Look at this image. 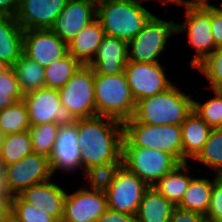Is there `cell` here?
Wrapping results in <instances>:
<instances>
[{"mask_svg":"<svg viewBox=\"0 0 222 222\" xmlns=\"http://www.w3.org/2000/svg\"><path fill=\"white\" fill-rule=\"evenodd\" d=\"M82 171L88 180L122 164L123 123L96 115L76 119Z\"/></svg>","mask_w":222,"mask_h":222,"instance_id":"cell-1","label":"cell"},{"mask_svg":"<svg viewBox=\"0 0 222 222\" xmlns=\"http://www.w3.org/2000/svg\"><path fill=\"white\" fill-rule=\"evenodd\" d=\"M154 14L134 0H101L96 2V19L104 34L131 41Z\"/></svg>","mask_w":222,"mask_h":222,"instance_id":"cell-2","label":"cell"},{"mask_svg":"<svg viewBox=\"0 0 222 222\" xmlns=\"http://www.w3.org/2000/svg\"><path fill=\"white\" fill-rule=\"evenodd\" d=\"M193 96L179 90L174 84L167 91L136 102L132 119L139 123L165 126L181 125L193 112Z\"/></svg>","mask_w":222,"mask_h":222,"instance_id":"cell-3","label":"cell"},{"mask_svg":"<svg viewBox=\"0 0 222 222\" xmlns=\"http://www.w3.org/2000/svg\"><path fill=\"white\" fill-rule=\"evenodd\" d=\"M94 93L96 115L112 117L122 122L134 115L136 101L125 73L94 74Z\"/></svg>","mask_w":222,"mask_h":222,"instance_id":"cell-4","label":"cell"},{"mask_svg":"<svg viewBox=\"0 0 222 222\" xmlns=\"http://www.w3.org/2000/svg\"><path fill=\"white\" fill-rule=\"evenodd\" d=\"M96 180L106 192L108 208L136 215L145 190L149 187L135 173L120 164Z\"/></svg>","mask_w":222,"mask_h":222,"instance_id":"cell-5","label":"cell"},{"mask_svg":"<svg viewBox=\"0 0 222 222\" xmlns=\"http://www.w3.org/2000/svg\"><path fill=\"white\" fill-rule=\"evenodd\" d=\"M123 123V137L134 147L160 150L182 163V132L179 125L154 126L132 118Z\"/></svg>","mask_w":222,"mask_h":222,"instance_id":"cell-6","label":"cell"},{"mask_svg":"<svg viewBox=\"0 0 222 222\" xmlns=\"http://www.w3.org/2000/svg\"><path fill=\"white\" fill-rule=\"evenodd\" d=\"M179 164L173 155L157 149L134 147L123 137L122 165L140 177L148 186H154Z\"/></svg>","mask_w":222,"mask_h":222,"instance_id":"cell-7","label":"cell"},{"mask_svg":"<svg viewBox=\"0 0 222 222\" xmlns=\"http://www.w3.org/2000/svg\"><path fill=\"white\" fill-rule=\"evenodd\" d=\"M176 34V21H165L153 15L142 30L128 42V61L139 63L160 62V55L172 35Z\"/></svg>","mask_w":222,"mask_h":222,"instance_id":"cell-8","label":"cell"},{"mask_svg":"<svg viewBox=\"0 0 222 222\" xmlns=\"http://www.w3.org/2000/svg\"><path fill=\"white\" fill-rule=\"evenodd\" d=\"M184 8L186 19L184 23H176V34L186 32L188 44L196 51L190 61V65L196 68L217 49L211 34V6H184Z\"/></svg>","mask_w":222,"mask_h":222,"instance_id":"cell-9","label":"cell"},{"mask_svg":"<svg viewBox=\"0 0 222 222\" xmlns=\"http://www.w3.org/2000/svg\"><path fill=\"white\" fill-rule=\"evenodd\" d=\"M90 187H83L66 194L64 215L61 222H97L108 208L107 196L102 185L96 180L87 181Z\"/></svg>","mask_w":222,"mask_h":222,"instance_id":"cell-10","label":"cell"},{"mask_svg":"<svg viewBox=\"0 0 222 222\" xmlns=\"http://www.w3.org/2000/svg\"><path fill=\"white\" fill-rule=\"evenodd\" d=\"M58 92L61 104L75 119L96 116L94 71L90 66L82 65Z\"/></svg>","mask_w":222,"mask_h":222,"instance_id":"cell-11","label":"cell"},{"mask_svg":"<svg viewBox=\"0 0 222 222\" xmlns=\"http://www.w3.org/2000/svg\"><path fill=\"white\" fill-rule=\"evenodd\" d=\"M31 126L55 123L58 126L73 124L76 119L61 104L58 90L42 88L23 95Z\"/></svg>","mask_w":222,"mask_h":222,"instance_id":"cell-12","label":"cell"},{"mask_svg":"<svg viewBox=\"0 0 222 222\" xmlns=\"http://www.w3.org/2000/svg\"><path fill=\"white\" fill-rule=\"evenodd\" d=\"M6 186L11 196L53 178L50 161L44 155L31 153L16 163L3 167Z\"/></svg>","mask_w":222,"mask_h":222,"instance_id":"cell-13","label":"cell"},{"mask_svg":"<svg viewBox=\"0 0 222 222\" xmlns=\"http://www.w3.org/2000/svg\"><path fill=\"white\" fill-rule=\"evenodd\" d=\"M124 73L130 87L131 94L137 102L167 91L175 83L167 77L160 62L139 63L128 61Z\"/></svg>","mask_w":222,"mask_h":222,"instance_id":"cell-14","label":"cell"},{"mask_svg":"<svg viewBox=\"0 0 222 222\" xmlns=\"http://www.w3.org/2000/svg\"><path fill=\"white\" fill-rule=\"evenodd\" d=\"M23 54L42 67L68 54V45L51 29L25 30L23 35Z\"/></svg>","mask_w":222,"mask_h":222,"instance_id":"cell-15","label":"cell"},{"mask_svg":"<svg viewBox=\"0 0 222 222\" xmlns=\"http://www.w3.org/2000/svg\"><path fill=\"white\" fill-rule=\"evenodd\" d=\"M96 19L93 0H67L65 7L50 28L67 45L77 33Z\"/></svg>","mask_w":222,"mask_h":222,"instance_id":"cell-16","label":"cell"},{"mask_svg":"<svg viewBox=\"0 0 222 222\" xmlns=\"http://www.w3.org/2000/svg\"><path fill=\"white\" fill-rule=\"evenodd\" d=\"M67 0H18L16 20L21 28L50 29Z\"/></svg>","mask_w":222,"mask_h":222,"instance_id":"cell-17","label":"cell"},{"mask_svg":"<svg viewBox=\"0 0 222 222\" xmlns=\"http://www.w3.org/2000/svg\"><path fill=\"white\" fill-rule=\"evenodd\" d=\"M49 161L53 176L59 170L73 173L77 172L79 168L82 169L76 121L71 125L59 126Z\"/></svg>","mask_w":222,"mask_h":222,"instance_id":"cell-18","label":"cell"},{"mask_svg":"<svg viewBox=\"0 0 222 222\" xmlns=\"http://www.w3.org/2000/svg\"><path fill=\"white\" fill-rule=\"evenodd\" d=\"M58 183L47 180L32 185L18 194L24 201L61 222L64 215V201L67 192Z\"/></svg>","mask_w":222,"mask_h":222,"instance_id":"cell-19","label":"cell"},{"mask_svg":"<svg viewBox=\"0 0 222 222\" xmlns=\"http://www.w3.org/2000/svg\"><path fill=\"white\" fill-rule=\"evenodd\" d=\"M128 63V42L104 35L98 50L88 64L94 74L117 75L124 73Z\"/></svg>","mask_w":222,"mask_h":222,"instance_id":"cell-20","label":"cell"},{"mask_svg":"<svg viewBox=\"0 0 222 222\" xmlns=\"http://www.w3.org/2000/svg\"><path fill=\"white\" fill-rule=\"evenodd\" d=\"M180 127L182 132V163L190 162L202 151L212 128L194 111L185 118Z\"/></svg>","mask_w":222,"mask_h":222,"instance_id":"cell-21","label":"cell"},{"mask_svg":"<svg viewBox=\"0 0 222 222\" xmlns=\"http://www.w3.org/2000/svg\"><path fill=\"white\" fill-rule=\"evenodd\" d=\"M104 35L100 22L94 19L68 44V53L82 65H88L94 58Z\"/></svg>","mask_w":222,"mask_h":222,"instance_id":"cell-22","label":"cell"},{"mask_svg":"<svg viewBox=\"0 0 222 222\" xmlns=\"http://www.w3.org/2000/svg\"><path fill=\"white\" fill-rule=\"evenodd\" d=\"M23 35L15 17L0 16V60L11 67L23 54Z\"/></svg>","mask_w":222,"mask_h":222,"instance_id":"cell-23","label":"cell"},{"mask_svg":"<svg viewBox=\"0 0 222 222\" xmlns=\"http://www.w3.org/2000/svg\"><path fill=\"white\" fill-rule=\"evenodd\" d=\"M176 206L168 201L154 186H149L136 213L138 222H169Z\"/></svg>","mask_w":222,"mask_h":222,"instance_id":"cell-24","label":"cell"},{"mask_svg":"<svg viewBox=\"0 0 222 222\" xmlns=\"http://www.w3.org/2000/svg\"><path fill=\"white\" fill-rule=\"evenodd\" d=\"M189 162L180 163L163 176L154 187L170 202L177 206L188 189L191 180Z\"/></svg>","mask_w":222,"mask_h":222,"instance_id":"cell-25","label":"cell"},{"mask_svg":"<svg viewBox=\"0 0 222 222\" xmlns=\"http://www.w3.org/2000/svg\"><path fill=\"white\" fill-rule=\"evenodd\" d=\"M213 179L194 177L177 207L206 215L210 205Z\"/></svg>","mask_w":222,"mask_h":222,"instance_id":"cell-26","label":"cell"},{"mask_svg":"<svg viewBox=\"0 0 222 222\" xmlns=\"http://www.w3.org/2000/svg\"><path fill=\"white\" fill-rule=\"evenodd\" d=\"M23 95L45 88L44 67L22 54L12 66Z\"/></svg>","mask_w":222,"mask_h":222,"instance_id":"cell-27","label":"cell"},{"mask_svg":"<svg viewBox=\"0 0 222 222\" xmlns=\"http://www.w3.org/2000/svg\"><path fill=\"white\" fill-rule=\"evenodd\" d=\"M82 64L69 53L44 68L45 88L61 89Z\"/></svg>","mask_w":222,"mask_h":222,"instance_id":"cell-28","label":"cell"},{"mask_svg":"<svg viewBox=\"0 0 222 222\" xmlns=\"http://www.w3.org/2000/svg\"><path fill=\"white\" fill-rule=\"evenodd\" d=\"M31 153L33 148L29 131L6 134L0 150L2 166L16 163Z\"/></svg>","mask_w":222,"mask_h":222,"instance_id":"cell-29","label":"cell"},{"mask_svg":"<svg viewBox=\"0 0 222 222\" xmlns=\"http://www.w3.org/2000/svg\"><path fill=\"white\" fill-rule=\"evenodd\" d=\"M30 127L28 109L23 100L0 110V131L5 135L28 131Z\"/></svg>","mask_w":222,"mask_h":222,"instance_id":"cell-30","label":"cell"},{"mask_svg":"<svg viewBox=\"0 0 222 222\" xmlns=\"http://www.w3.org/2000/svg\"><path fill=\"white\" fill-rule=\"evenodd\" d=\"M201 165L215 171V175L222 174V128H214L203 146L202 151L194 159Z\"/></svg>","mask_w":222,"mask_h":222,"instance_id":"cell-31","label":"cell"},{"mask_svg":"<svg viewBox=\"0 0 222 222\" xmlns=\"http://www.w3.org/2000/svg\"><path fill=\"white\" fill-rule=\"evenodd\" d=\"M28 131L33 152L49 158L56 142L59 126L55 123H44L31 126Z\"/></svg>","mask_w":222,"mask_h":222,"instance_id":"cell-32","label":"cell"},{"mask_svg":"<svg viewBox=\"0 0 222 222\" xmlns=\"http://www.w3.org/2000/svg\"><path fill=\"white\" fill-rule=\"evenodd\" d=\"M213 92L215 95L204 103L194 100L193 110L210 128H222V91Z\"/></svg>","mask_w":222,"mask_h":222,"instance_id":"cell-33","label":"cell"},{"mask_svg":"<svg viewBox=\"0 0 222 222\" xmlns=\"http://www.w3.org/2000/svg\"><path fill=\"white\" fill-rule=\"evenodd\" d=\"M11 215L18 222H57L52 216L27 203L19 195L12 196Z\"/></svg>","mask_w":222,"mask_h":222,"instance_id":"cell-34","label":"cell"},{"mask_svg":"<svg viewBox=\"0 0 222 222\" xmlns=\"http://www.w3.org/2000/svg\"><path fill=\"white\" fill-rule=\"evenodd\" d=\"M195 69H198L209 80L210 90L222 91V48L215 49Z\"/></svg>","mask_w":222,"mask_h":222,"instance_id":"cell-35","label":"cell"},{"mask_svg":"<svg viewBox=\"0 0 222 222\" xmlns=\"http://www.w3.org/2000/svg\"><path fill=\"white\" fill-rule=\"evenodd\" d=\"M23 100L13 67L0 74V110Z\"/></svg>","mask_w":222,"mask_h":222,"instance_id":"cell-36","label":"cell"},{"mask_svg":"<svg viewBox=\"0 0 222 222\" xmlns=\"http://www.w3.org/2000/svg\"><path fill=\"white\" fill-rule=\"evenodd\" d=\"M206 217L222 221V177L218 175H215L213 179V189Z\"/></svg>","mask_w":222,"mask_h":222,"instance_id":"cell-37","label":"cell"},{"mask_svg":"<svg viewBox=\"0 0 222 222\" xmlns=\"http://www.w3.org/2000/svg\"><path fill=\"white\" fill-rule=\"evenodd\" d=\"M211 34L216 48H222V6H211Z\"/></svg>","mask_w":222,"mask_h":222,"instance_id":"cell-38","label":"cell"},{"mask_svg":"<svg viewBox=\"0 0 222 222\" xmlns=\"http://www.w3.org/2000/svg\"><path fill=\"white\" fill-rule=\"evenodd\" d=\"M206 219V215L184 210L176 206L172 211L169 222H205Z\"/></svg>","mask_w":222,"mask_h":222,"instance_id":"cell-39","label":"cell"},{"mask_svg":"<svg viewBox=\"0 0 222 222\" xmlns=\"http://www.w3.org/2000/svg\"><path fill=\"white\" fill-rule=\"evenodd\" d=\"M97 222H138L137 216L133 214L114 211L107 208L98 218Z\"/></svg>","mask_w":222,"mask_h":222,"instance_id":"cell-40","label":"cell"},{"mask_svg":"<svg viewBox=\"0 0 222 222\" xmlns=\"http://www.w3.org/2000/svg\"><path fill=\"white\" fill-rule=\"evenodd\" d=\"M18 0H0V16L16 17Z\"/></svg>","mask_w":222,"mask_h":222,"instance_id":"cell-41","label":"cell"},{"mask_svg":"<svg viewBox=\"0 0 222 222\" xmlns=\"http://www.w3.org/2000/svg\"><path fill=\"white\" fill-rule=\"evenodd\" d=\"M11 200L12 196L10 194H0V220L11 214Z\"/></svg>","mask_w":222,"mask_h":222,"instance_id":"cell-42","label":"cell"},{"mask_svg":"<svg viewBox=\"0 0 222 222\" xmlns=\"http://www.w3.org/2000/svg\"><path fill=\"white\" fill-rule=\"evenodd\" d=\"M210 0H178V5L180 6H190V7H209L214 6L210 4ZM222 5V2H221Z\"/></svg>","mask_w":222,"mask_h":222,"instance_id":"cell-43","label":"cell"},{"mask_svg":"<svg viewBox=\"0 0 222 222\" xmlns=\"http://www.w3.org/2000/svg\"><path fill=\"white\" fill-rule=\"evenodd\" d=\"M0 194H9V191L6 186L4 172L0 173Z\"/></svg>","mask_w":222,"mask_h":222,"instance_id":"cell-44","label":"cell"},{"mask_svg":"<svg viewBox=\"0 0 222 222\" xmlns=\"http://www.w3.org/2000/svg\"><path fill=\"white\" fill-rule=\"evenodd\" d=\"M134 1L142 3V2H145V1L149 2V1H152V0H134ZM155 1L162 2V4H164V6H165V4L168 5L169 2H171L172 4L175 3V5H178V0H155Z\"/></svg>","mask_w":222,"mask_h":222,"instance_id":"cell-45","label":"cell"},{"mask_svg":"<svg viewBox=\"0 0 222 222\" xmlns=\"http://www.w3.org/2000/svg\"><path fill=\"white\" fill-rule=\"evenodd\" d=\"M11 66L7 64L5 61L0 60V74L4 73L8 70Z\"/></svg>","mask_w":222,"mask_h":222,"instance_id":"cell-46","label":"cell"},{"mask_svg":"<svg viewBox=\"0 0 222 222\" xmlns=\"http://www.w3.org/2000/svg\"><path fill=\"white\" fill-rule=\"evenodd\" d=\"M2 222H18L11 214L2 220Z\"/></svg>","mask_w":222,"mask_h":222,"instance_id":"cell-47","label":"cell"},{"mask_svg":"<svg viewBox=\"0 0 222 222\" xmlns=\"http://www.w3.org/2000/svg\"><path fill=\"white\" fill-rule=\"evenodd\" d=\"M4 138H5V134L0 131V150H1V146L3 144Z\"/></svg>","mask_w":222,"mask_h":222,"instance_id":"cell-48","label":"cell"},{"mask_svg":"<svg viewBox=\"0 0 222 222\" xmlns=\"http://www.w3.org/2000/svg\"><path fill=\"white\" fill-rule=\"evenodd\" d=\"M205 222H222V221H216V220H212V219L207 218Z\"/></svg>","mask_w":222,"mask_h":222,"instance_id":"cell-49","label":"cell"},{"mask_svg":"<svg viewBox=\"0 0 222 222\" xmlns=\"http://www.w3.org/2000/svg\"><path fill=\"white\" fill-rule=\"evenodd\" d=\"M3 172V166H2V163H1V159H0V173Z\"/></svg>","mask_w":222,"mask_h":222,"instance_id":"cell-50","label":"cell"}]
</instances>
